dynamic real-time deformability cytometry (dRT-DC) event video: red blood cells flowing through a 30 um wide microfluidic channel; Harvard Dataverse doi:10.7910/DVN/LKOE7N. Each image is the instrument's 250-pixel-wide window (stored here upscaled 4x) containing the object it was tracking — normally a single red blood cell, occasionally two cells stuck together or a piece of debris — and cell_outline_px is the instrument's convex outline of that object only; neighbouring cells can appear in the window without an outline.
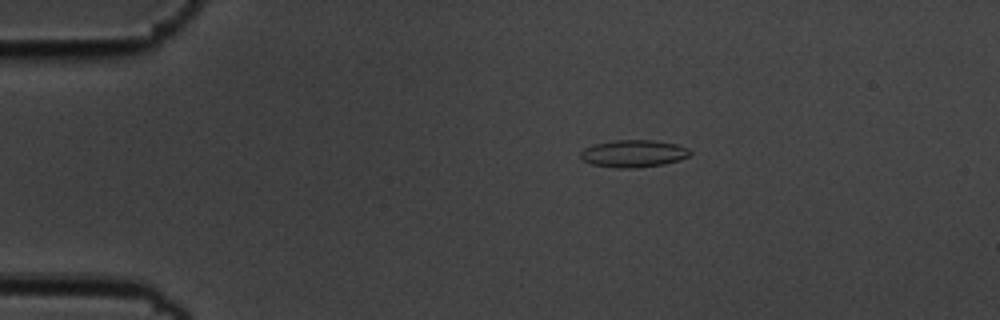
{"species": "common noctule bat (a hibernating species)", "species_latin": "Nyctalus noctula", "temperature_condition": "cold", "stored_images_in_passage": 48, "camera_frame_rate_fps": 3000, "um_per_image_px": 0.085, "animal": {"sex": "male", "body_mass_g": 19.5, "forearm_length_mm": 54.6}, "frame": {"image": 1, "passage_image": 3, "time_ms": 0.667, "image_size_px": [1000, 320], "cell_outline_px": [[692, 152], [688, 156], [680, 160], [664, 164], [636, 168], [616, 168], [592, 164], [580, 160], [580, 152], [584, 148], [596, 144], [612, 140], [652, 140], [676, 144], [688, 148]], "centroid_in_image_um": [53.83, 13.06], "position_along_channel_um": 31.2, "area_um2": 17.51}}
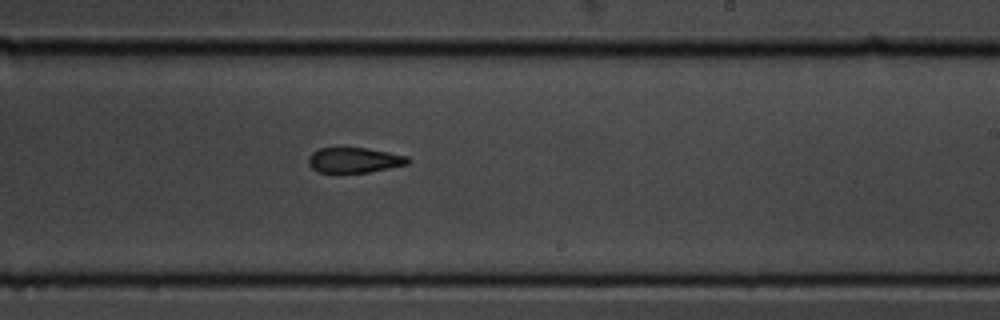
{"frame": {"image": 2, "passage_image": 26, "time_ms": 8.333, "image_size_px": [1000, 320], "cell_outline_px": [[412, 160], [408, 164], [368, 172], [336, 176], [316, 172], [308, 164], [308, 156], [312, 152], [320, 148], [336, 144], [344, 144], [368, 148], [408, 156]], "centroid_in_image_um": [30.01, 13.6], "position_along_channel_um": 259.0, "area_um2": 16.18}}
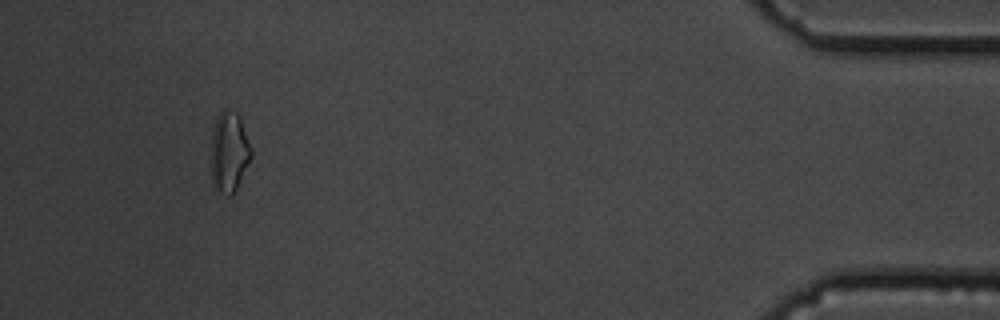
{"frame": {"image": 3, "passage_image": 44, "time_ms": 14.333, "image_size_px": [1000, 320], "cell_outline_px": [[252, 156], [232, 196], [228, 196], [220, 192], [212, 184], [208, 156], [212, 132], [216, 116], [224, 108], [228, 108], [236, 112], [240, 116], [252, 148]], "centroid_in_image_um": [19.43, 12.89], "position_along_channel_um": 415.8, "area_um2": 19.65}, "authors_computed_cell_mechanics": {"area_um2": 16.3574, "velocity_mm_per_s": 3.6506, "shape_relaxation_time_tau1_ms": 6.0264, "shape_relaxation_time_tau2_ms": 3.0856, "deformation_change_tau1": 0.1306, "deformation_change_tau2": 0.0972}}